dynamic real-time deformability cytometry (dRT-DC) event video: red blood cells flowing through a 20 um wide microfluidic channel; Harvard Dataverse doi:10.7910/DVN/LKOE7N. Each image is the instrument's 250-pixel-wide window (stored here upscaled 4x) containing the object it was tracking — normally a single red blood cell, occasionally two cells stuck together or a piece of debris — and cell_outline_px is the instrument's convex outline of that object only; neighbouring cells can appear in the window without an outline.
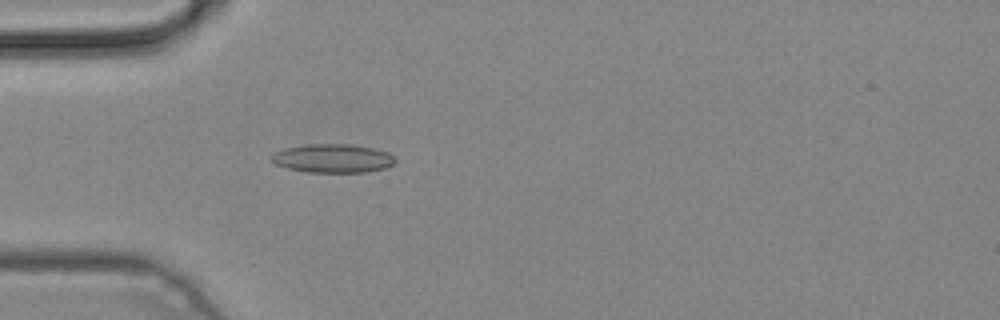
{"species": "common noctule bat (a hibernating species)", "species_latin": "Nyctalus noctula", "temperature_condition": "cold", "stored_images_in_passage": 4, "camera_frame_rate_fps": 3000, "um_per_image_px": 0.085, "animal": {"sex": "male", "body_mass_g": 19.2, "forearm_length_mm": 51.8}, "frame": {"image": 1, "passage_image": 4, "time_ms": 1.0, "image_size_px": [1000, 320], "cell_outline_px": [[396, 160], [392, 164], [384, 168], [364, 172], [308, 172], [288, 168], [276, 164], [268, 156], [284, 148], [308, 144], [348, 144], [372, 148], [388, 152]], "centroid_in_image_um": [28.25, 13.45], "position_along_channel_um": 56.7, "area_um2": 20.46}}